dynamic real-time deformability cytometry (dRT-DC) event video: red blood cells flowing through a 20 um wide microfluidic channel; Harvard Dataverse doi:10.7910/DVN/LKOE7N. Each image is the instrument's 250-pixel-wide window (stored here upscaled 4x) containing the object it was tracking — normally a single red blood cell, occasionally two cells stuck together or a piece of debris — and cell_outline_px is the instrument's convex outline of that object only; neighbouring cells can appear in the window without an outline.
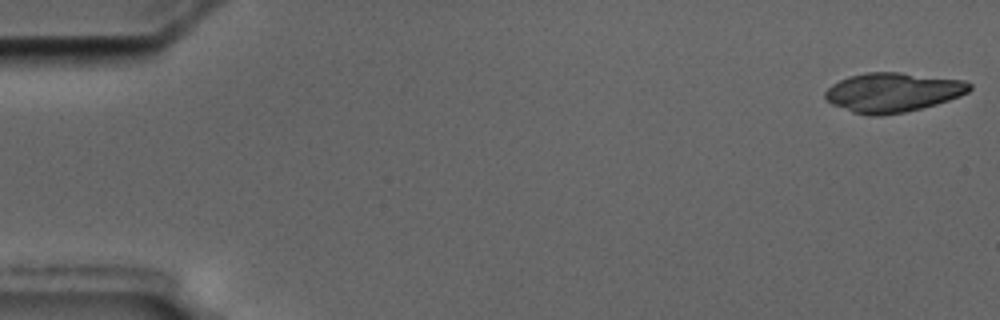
{"species": "common noctule bat (a hibernating species)", "species_latin": "Nyctalus noctula", "temperature_condition": "cold", "stored_images_in_passage": 11, "camera_frame_rate_fps": 3000, "um_per_image_px": 0.085, "animal": {"sex": "male", "body_mass_g": 17.5, "forearm_length_mm": 52.3}, "frame": {"image": 1, "passage_image": 1, "time_ms": 0.0, "image_size_px": [1000, 320], "cell_outline_px": [[972, 88], [968, 92], [960, 96], [936, 104], [904, 112], [880, 116], [872, 116], [852, 112], [832, 104], [824, 100], [824, 92], [832, 84], [848, 76], [868, 72], [900, 72], [964, 80], [972, 84]], "centroid_in_image_um": [75.87, 7.84], "position_along_channel_um": 9.1, "area_um2": 33.23}}